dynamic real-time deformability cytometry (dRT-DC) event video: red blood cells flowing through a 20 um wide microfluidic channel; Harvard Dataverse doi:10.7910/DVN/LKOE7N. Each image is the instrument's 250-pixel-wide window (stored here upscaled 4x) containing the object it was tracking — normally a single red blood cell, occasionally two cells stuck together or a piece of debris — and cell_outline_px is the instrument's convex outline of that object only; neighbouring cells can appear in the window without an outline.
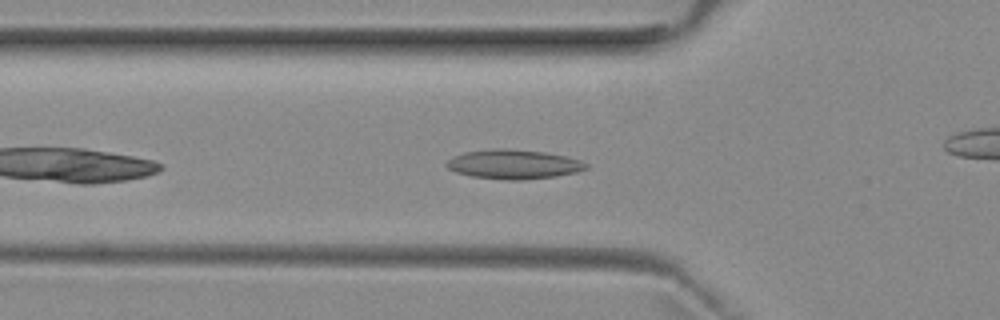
{"species": "common noctule bat (a hibernating species)", "species_latin": "Nyctalus noctula", "temperature_condition": "room temperature", "stored_images_in_passage": 38, "camera_frame_rate_fps": 3000, "um_per_image_px": 0.085, "animal": {"sex": "female", "body_mass_g": 29.2, "forearm_length_mm": 56.3}, "frame": {"image": 1, "passage_image": 6, "time_ms": 1.667, "image_size_px": [1000, 320], "cell_outline_px": [[588, 168], [576, 172], [556, 176], [524, 180], [508, 180], [472, 176], [456, 172], [448, 168], [444, 164], [452, 156], [464, 152], [492, 148], [504, 148], [544, 152], [564, 156], [580, 160], [588, 164]], "centroid_in_image_um": [43.63, 13.96], "position_along_channel_um": 82.2, "area_um2": 23.87}}
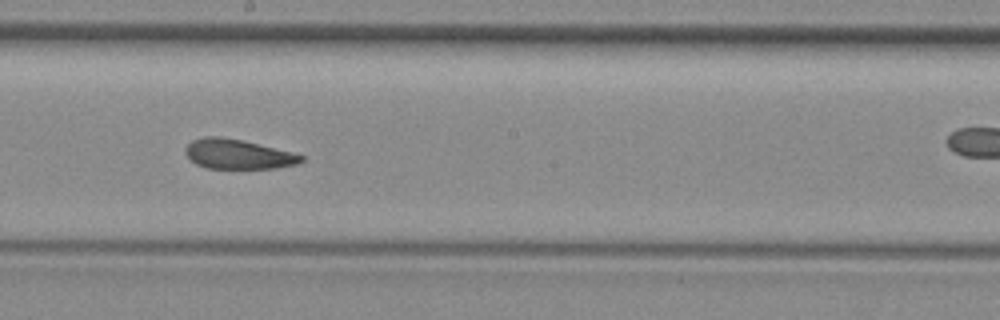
{"frame": {"image": 2, "passage_image": 17, "time_ms": 5.333, "image_size_px": [1000, 320], "cell_outline_px": [[304, 160], [296, 164], [276, 168], [204, 168], [196, 164], [184, 152], [184, 148], [192, 140], [204, 136], [220, 136], [240, 140], [292, 152], [304, 156]], "centroid_in_image_um": [20.19, 13.1], "position_along_channel_um": 228.0, "area_um2": 19.88}}
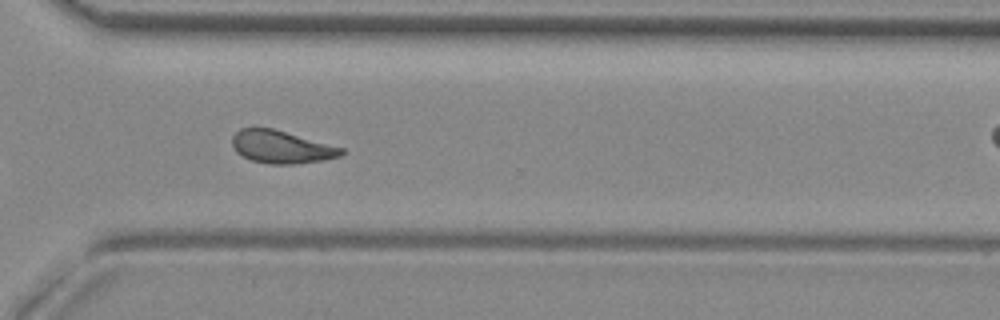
{"frame": {"image": 3, "passage_image": 26, "time_ms": 8.333, "image_size_px": [1000, 320], "cell_outline_px": [[344, 152], [340, 156], [324, 160], [296, 164], [268, 164], [252, 160], [236, 152], [232, 144], [232, 136], [240, 128], [272, 128], [344, 148]], "centroid_in_image_um": [23.91, 12.49], "position_along_channel_um": 346.7, "area_um2": 20.69}, "authors_computed_cell_mechanics": {"area_um2": 21.5594, "velocity_mm_per_s": 3.9556, "shape_relaxation_time_tau1_ms": null, "shape_relaxation_time_tau2_ms": 2.2846, "deformation_change_tau1": null, "deformation_change_tau2": 0.0901}}